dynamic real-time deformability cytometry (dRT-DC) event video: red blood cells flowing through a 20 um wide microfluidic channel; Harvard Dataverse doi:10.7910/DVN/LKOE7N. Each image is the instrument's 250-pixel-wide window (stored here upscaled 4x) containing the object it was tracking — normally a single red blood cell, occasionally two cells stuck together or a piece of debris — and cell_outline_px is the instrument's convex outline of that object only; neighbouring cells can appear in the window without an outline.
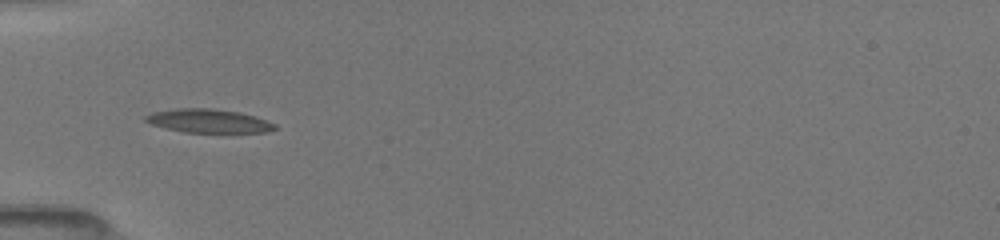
{"species": "common noctule bat (a hibernating species)", "species_latin": "Nyctalus noctula", "temperature_condition": "room temperature", "stored_images_in_passage": 49, "camera_frame_rate_fps": 3000, "um_per_image_px": 0.085, "animal": {"sex": "female", "body_mass_g": 19.5, "forearm_length_mm": 54.1}, "frame": {"image": 1, "passage_image": 1, "time_ms": 0.0, "image_size_px": [1000, 240], "cell_outline_px": [[276, 128], [268, 132], [184, 132], [164, 128], [152, 124], [144, 120], [144, 116], [152, 112], [176, 108], [212, 108], [240, 112], [256, 116], [276, 124]], "centroid_in_image_um": [17.72, 10.27], "position_along_channel_um": 67.3, "area_um2": 17.86}}
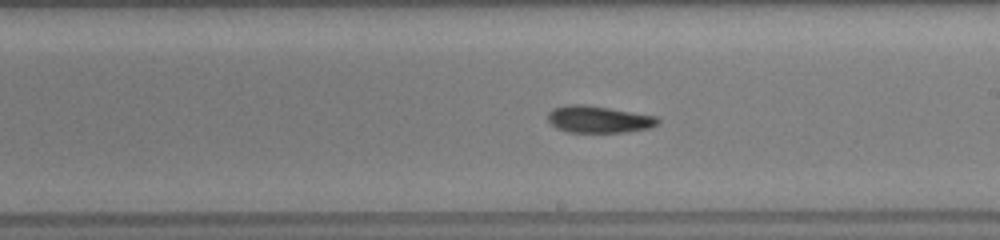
{"frame": {"image": 2, "passage_image": 28, "time_ms": 4.333, "image_size_px": [1000, 240], "cell_outline_px": [[660, 120], [656, 124], [648, 128], [628, 132], [568, 132], [556, 128], [548, 120], [548, 112], [552, 108], [568, 104], [584, 104], [656, 116]], "centroid_in_image_um": [50.84, 10.14], "position_along_channel_um": 238.2, "area_um2": 17.17}}
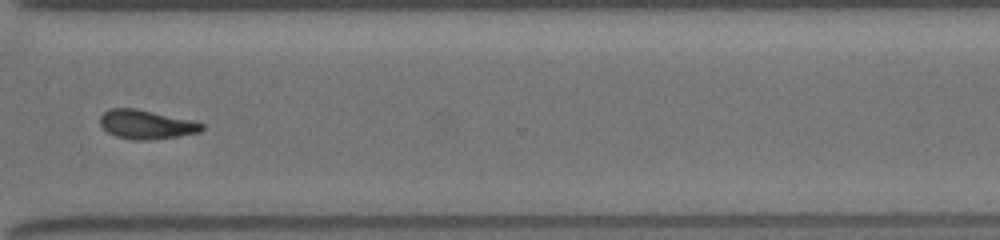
{"frame": {"image": 3, "passage_image": 48, "time_ms": 7.333, "image_size_px": [1000, 240], "cell_outline_px": [[204, 128], [200, 132], [176, 136], [148, 140], [136, 140], [116, 136], [108, 132], [100, 124], [100, 116], [104, 112], [112, 108], [136, 108], [192, 120], [204, 124]], "centroid_in_image_um": [12.44, 10.57], "position_along_channel_um": 358.2, "area_um2": 17.05}}